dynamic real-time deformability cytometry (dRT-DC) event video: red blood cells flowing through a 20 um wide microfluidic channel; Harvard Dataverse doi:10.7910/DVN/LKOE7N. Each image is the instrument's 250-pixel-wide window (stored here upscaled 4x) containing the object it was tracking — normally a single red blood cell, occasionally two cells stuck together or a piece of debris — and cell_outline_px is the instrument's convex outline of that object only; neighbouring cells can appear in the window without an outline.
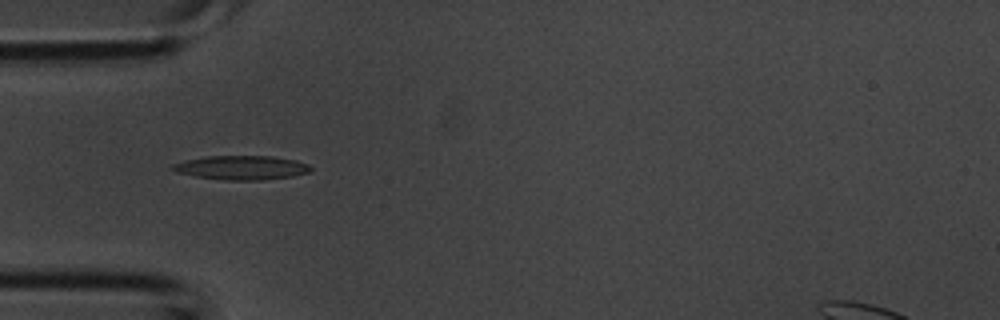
{"species": "common noctule bat (a hibernating species)", "species_latin": "Nyctalus noctula", "temperature_condition": "room temperature", "stored_images_in_passage": 4, "camera_frame_rate_fps": 3000, "um_per_image_px": 0.085, "animal": {"sex": "male", "body_mass_g": 20.1, "forearm_length_mm": 53.5}, "frame": {"image": 1, "passage_image": 3, "time_ms": 0.667, "image_size_px": [1000, 320], "cell_outline_px": [[312, 168], [308, 172], [292, 176], [264, 180], [224, 180], [196, 176], [176, 172], [168, 168], [172, 164], [184, 160], [208, 156], [272, 156], [296, 160], [308, 164]], "centroid_in_image_um": [20.49, 14.25], "position_along_channel_um": 64.5, "area_um2": 19.42}}
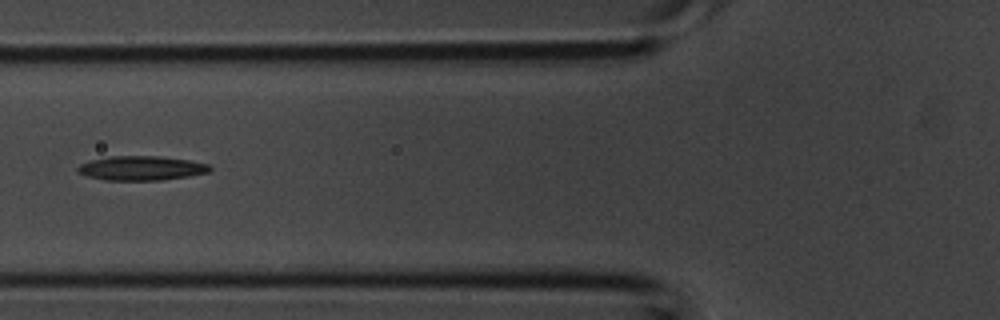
{"frame": {"image": 2, "passage_image": 4, "time_ms": 1.0, "image_size_px": [1000, 320], "cell_outline_px": [[212, 172], [164, 180], [108, 180], [88, 176], [76, 172], [76, 168], [80, 164], [88, 160], [112, 156], [160, 156], [188, 160], [208, 164], [212, 168]], "centroid_in_image_um": [12.02, 14.29], "position_along_channel_um": 113.8, "area_um2": 18.84}}